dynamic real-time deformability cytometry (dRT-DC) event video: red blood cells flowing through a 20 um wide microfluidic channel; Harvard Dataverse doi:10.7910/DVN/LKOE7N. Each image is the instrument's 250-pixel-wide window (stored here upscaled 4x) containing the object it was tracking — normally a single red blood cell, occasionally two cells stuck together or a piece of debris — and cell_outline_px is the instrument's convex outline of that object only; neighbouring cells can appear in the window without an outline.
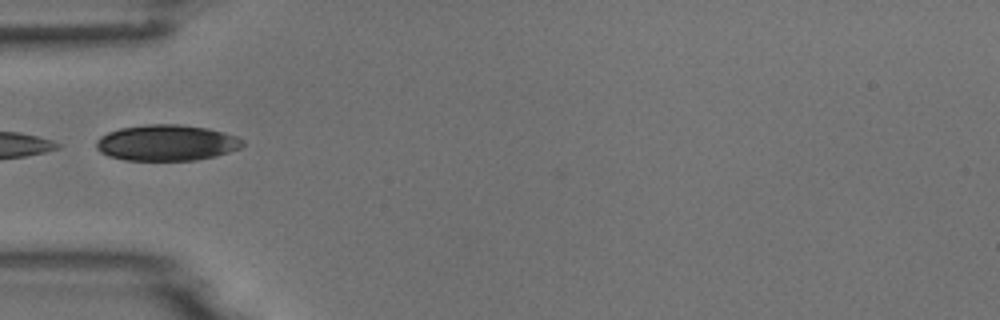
{"species": "common noctule bat (a hibernating species)", "species_latin": "Nyctalus noctula", "temperature_condition": "room temperature", "stored_images_in_passage": 3, "camera_frame_rate_fps": 3000, "um_per_image_px": 0.085, "animal": {"sex": "male", "body_mass_g": 18.8}, "frame": {"image": 1, "passage_image": 2, "time_ms": 1.0, "image_size_px": [1000, 320], "cell_outline_px": [[244, 144], [240, 148], [216, 156], [196, 160], [124, 160], [108, 156], [100, 152], [96, 148], [96, 140], [100, 136], [108, 132], [120, 128], [148, 124], [180, 124], [208, 128], [224, 132], [236, 136], [244, 140]], "centroid_in_image_um": [14.16, 12.13], "position_along_channel_um": 70.8, "area_um2": 30.87}}